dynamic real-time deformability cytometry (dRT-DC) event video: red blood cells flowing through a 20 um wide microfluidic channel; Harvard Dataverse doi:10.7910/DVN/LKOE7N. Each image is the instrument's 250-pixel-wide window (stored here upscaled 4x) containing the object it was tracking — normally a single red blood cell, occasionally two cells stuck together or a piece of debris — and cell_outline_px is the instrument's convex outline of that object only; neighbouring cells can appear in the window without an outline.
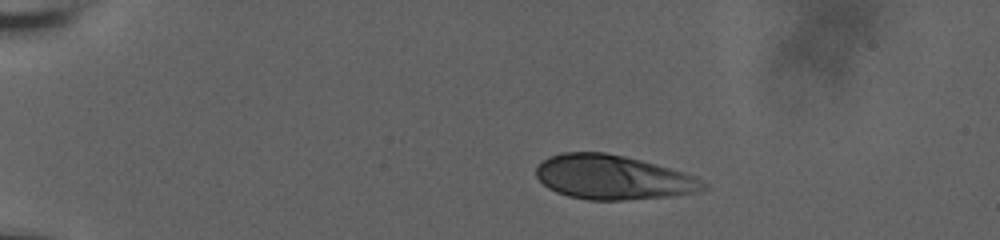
{"species": "human", "species_latin": "Homo sapiens", "temperature_condition": "room temperature", "stored_images_in_passage": 46, "camera_frame_rate_fps": 3000, "um_per_image_px": 0.085, "donor": {"sex": "male"}, "frame": {"image": 1, "passage_image": 1, "time_ms": 0.0, "image_size_px": [1000, 240], "cell_outline_px": [[708, 188], [696, 192], [672, 196], [624, 200], [588, 200], [568, 196], [556, 192], [548, 188], [536, 176], [536, 168], [548, 156], [564, 152], [604, 152], [624, 156], [656, 164], [684, 172], [708, 184]], "centroid_in_image_um": [52.09, 15.08], "position_along_channel_um": 32.9, "area_um2": 43.12}}
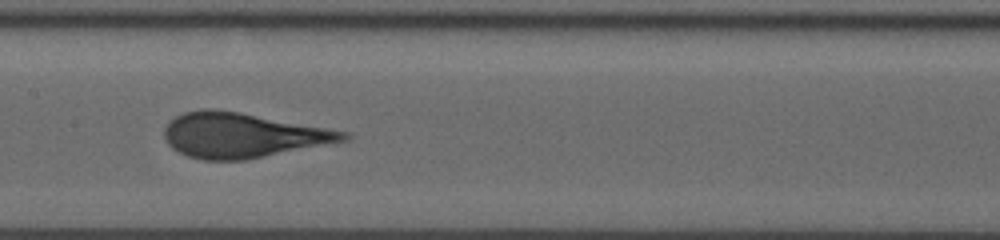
{"frame": {"image": 2, "passage_image": 20, "time_ms": 6.333, "image_size_px": [1000, 240], "cell_outline_px": [[352, 136], [348, 140], [244, 160], [204, 160], [188, 156], [172, 148], [168, 144], [164, 136], [164, 128], [168, 120], [184, 112], [204, 108], [212, 108], [240, 112], [348, 132]], "centroid_in_image_um": [20.56, 11.49], "position_along_channel_um": 186.8, "area_um2": 46.59}}
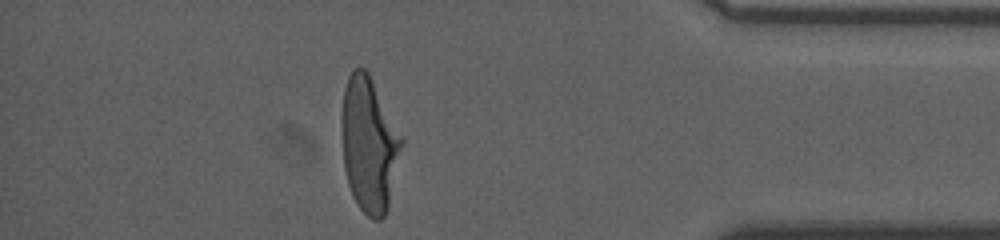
{"frame": {"image": 3, "passage_image": 40, "time_ms": 13.0, "image_size_px": [1000, 240], "cell_outline_px": [[404, 144], [388, 204], [384, 216], [380, 220], [372, 220], [356, 204], [352, 196], [348, 184], [344, 168], [340, 124], [340, 120], [344, 88], [348, 76], [356, 68], [364, 68], [368, 72], [404, 140]], "centroid_in_image_um": [31.35, 12.29], "position_along_channel_um": 403.8, "area_um2": 47.22}, "authors_computed_cell_mechanics": {"area_um2": 46.0088, "velocity_mm_per_s": 3.7099, "shape_relaxation_time_tau1_ms": 6.2612, "shape_relaxation_time_tau2_ms": null, "deformation_change_tau1": 0.2496, "deformation_change_tau2": null}}